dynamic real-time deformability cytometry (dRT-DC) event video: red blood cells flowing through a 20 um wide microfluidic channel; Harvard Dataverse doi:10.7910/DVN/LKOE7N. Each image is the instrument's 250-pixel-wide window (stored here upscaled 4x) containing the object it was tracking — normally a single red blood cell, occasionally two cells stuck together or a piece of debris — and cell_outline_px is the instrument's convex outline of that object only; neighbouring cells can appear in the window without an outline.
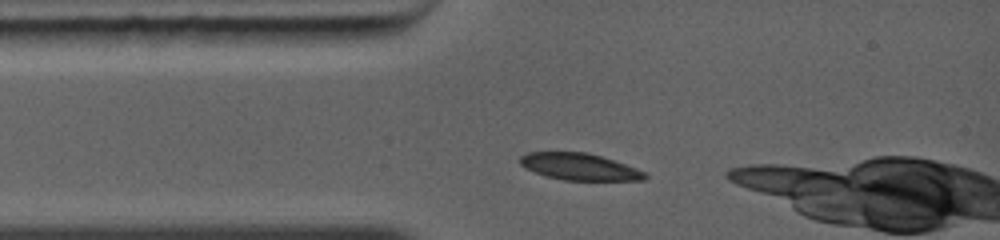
{"species": "common noctule bat (a hibernating species)", "species_latin": "Nyctalus noctula", "temperature_condition": "warm", "stored_images_in_passage": 7, "camera_frame_rate_fps": 5000, "um_per_image_px": 0.085, "animal": {"sex": "female", "body_mass_g": 19.0, "forearm_length_mm": 56.7}, "frame": {"image": 1, "passage_image": 1, "time_ms": 0.0, "image_size_px": [1000, 240], "cell_outline_px": [[648, 176], [644, 180], [564, 180], [544, 176], [524, 168], [520, 164], [520, 156], [528, 152], [588, 152], [636, 168], [644, 172]], "centroid_in_image_um": [49.2, 14.17], "position_along_channel_um": 35.8, "area_um2": 19.42}}